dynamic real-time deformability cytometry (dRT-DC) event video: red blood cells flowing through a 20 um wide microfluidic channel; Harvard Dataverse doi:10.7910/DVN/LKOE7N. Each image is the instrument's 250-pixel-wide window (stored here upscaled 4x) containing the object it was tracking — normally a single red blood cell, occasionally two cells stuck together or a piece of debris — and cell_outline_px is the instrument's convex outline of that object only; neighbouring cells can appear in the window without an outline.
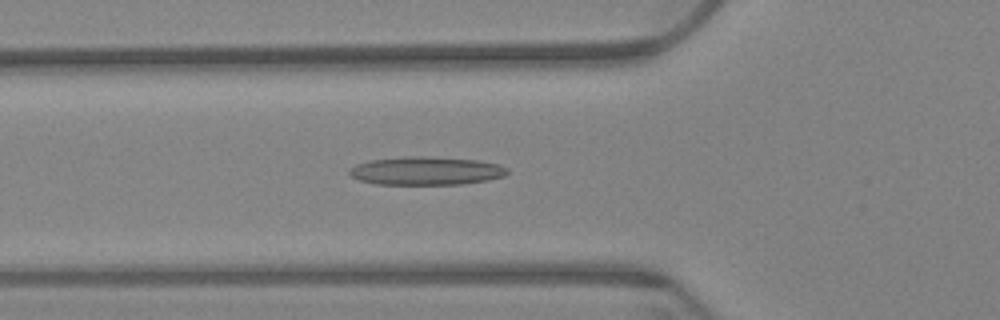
{"species": "Egyptian fruit bat (a non-hibernating species)", "species_latin": "Rousettus aegyptiacus", "temperature_condition": "warm", "stored_images_in_passage": 51, "camera_frame_rate_fps": 3000, "um_per_image_px": 0.085, "animal": {"sex": "female"}, "frame": {"image": 1, "passage_image": 19, "time_ms": 6.0, "image_size_px": [1000, 320], "cell_outline_px": [[508, 172], [504, 176], [488, 180], [460, 184], [376, 184], [360, 180], [352, 176], [348, 172], [356, 164], [372, 160], [408, 156], [424, 156], [476, 160], [500, 164], [508, 168]], "centroid_in_image_um": [36.25, 14.52], "position_along_channel_um": 89.5, "area_um2": 25.84}}
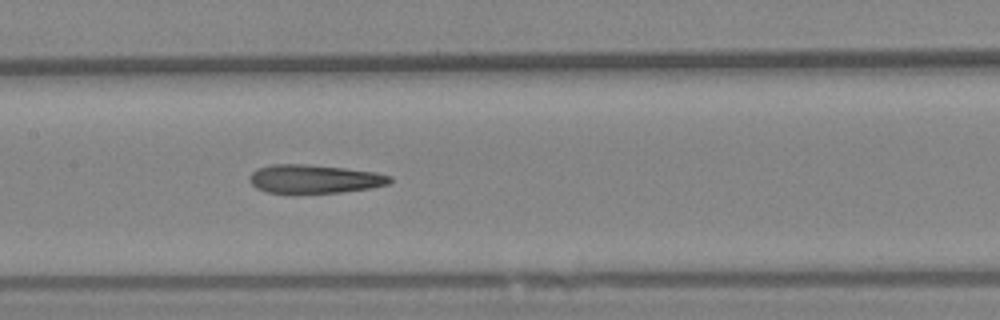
{"frame": {"image": 2, "passage_image": 27, "time_ms": 8.667, "image_size_px": [1000, 320], "cell_outline_px": [[392, 180], [388, 184], [372, 188], [340, 192], [296, 196], [292, 196], [268, 192], [256, 188], [248, 180], [252, 172], [260, 168], [272, 164], [304, 164], [344, 168], [376, 172], [392, 176]], "centroid_in_image_um": [26.7, 15.26], "position_along_channel_um": 180.7, "area_um2": 24.16}}
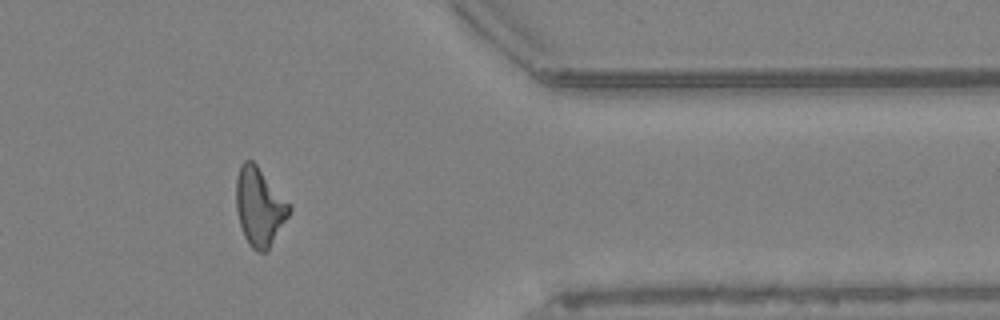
{"frame": {"image": 3, "passage_image": 47, "time_ms": 15.333, "image_size_px": [1000, 320], "cell_outline_px": [[292, 208], [288, 216], [268, 252], [256, 252], [248, 244], [244, 236], [240, 224], [236, 208], [236, 176], [240, 164], [244, 160], [252, 160], [256, 164], [292, 204]], "centroid_in_image_um": [22.06, 17.57], "position_along_channel_um": 389.3, "area_um2": 24.57}, "authors_computed_cell_mechanics": {"area_um2": 24.1604, "velocity_mm_per_s": 3.415, "shape_relaxation_time_tau1_ms": null, "shape_relaxation_time_tau2_ms": 4.0396, "deformation_change_tau1": null, "deformation_change_tau2": 0.162}}